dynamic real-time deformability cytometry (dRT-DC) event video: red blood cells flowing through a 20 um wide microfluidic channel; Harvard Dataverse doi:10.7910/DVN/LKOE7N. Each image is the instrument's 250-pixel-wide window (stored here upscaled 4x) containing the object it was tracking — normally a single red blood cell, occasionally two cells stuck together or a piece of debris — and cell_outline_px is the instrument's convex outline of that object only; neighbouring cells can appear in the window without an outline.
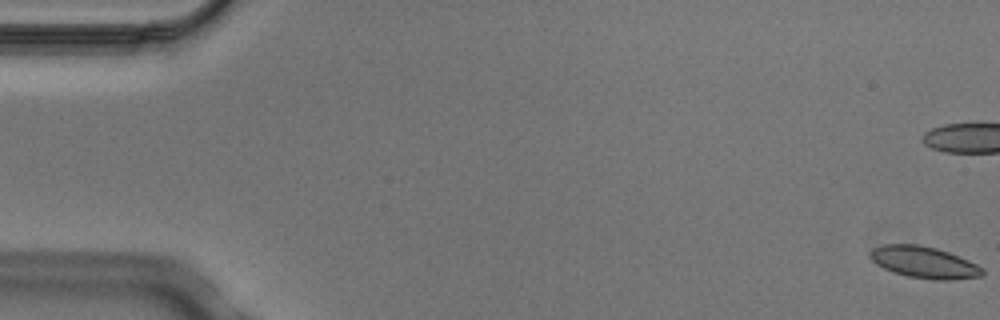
{"species": "Egyptian fruit bat (a non-hibernating species)", "species_latin": "Rousettus aegyptiacus", "temperature_condition": "cold", "stored_images_in_passage": 9, "camera_frame_rate_fps": 3000, "um_per_image_px": 0.085, "animal": {"sex": "male"}, "frame": {"image": 1, "passage_image": 1, "time_ms": 0.0, "image_size_px": [1000, 320], "cell_outline_px": [[984, 272], [980, 276], [952, 280], [932, 280], [908, 276], [892, 272], [876, 264], [868, 256], [868, 252], [872, 248], [880, 244], [916, 244], [936, 248], [948, 252], [968, 260], [984, 268]], "centroid_in_image_um": [78.5, 22.29], "position_along_channel_um": 6.5, "area_um2": 20.87}}
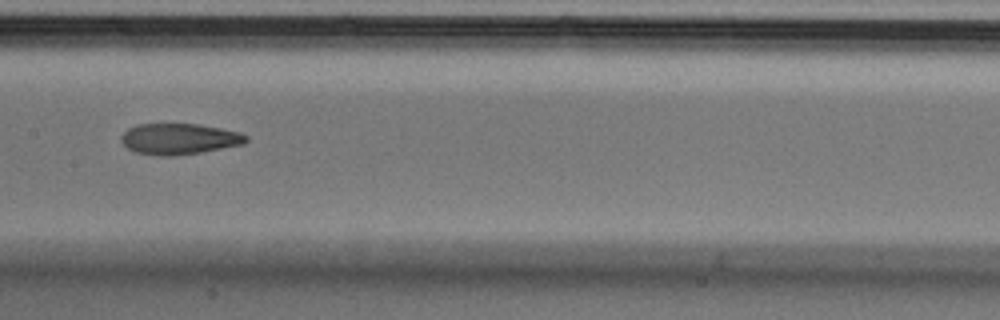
{"frame": {"image": 2, "passage_image": 8, "time_ms": 2.333, "image_size_px": [1000, 320], "cell_outline_px": [[248, 140], [244, 144], [200, 152], [176, 156], [160, 156], [136, 152], [128, 148], [120, 140], [120, 136], [128, 128], [136, 124], [196, 124], [220, 128], [240, 132], [248, 136]], "centroid_in_image_um": [15.22, 11.81], "position_along_channel_um": 192.2, "area_um2": 22.54}}
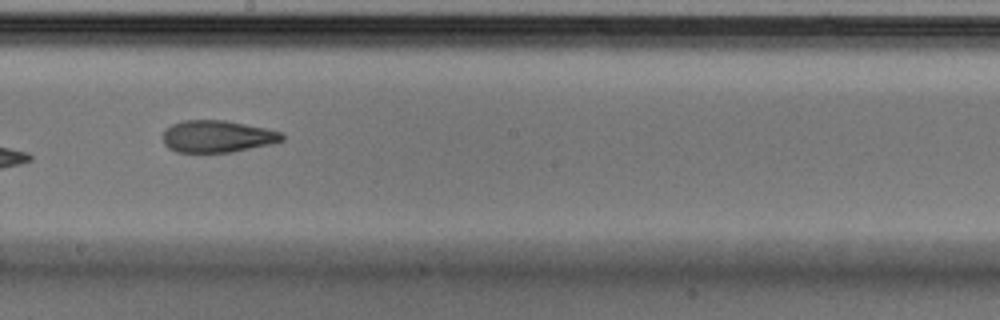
{"frame": {"image": 3, "passage_image": 9, "time_ms": 2.667, "image_size_px": [1000, 320], "cell_outline_px": [[284, 140], [272, 144], [232, 152], [176, 152], [168, 148], [164, 144], [164, 132], [172, 124], [184, 120], [224, 120], [264, 128], [280, 132], [284, 136]], "centroid_in_image_um": [18.47, 11.6], "position_along_channel_um": 229.7, "area_um2": 22.08}}